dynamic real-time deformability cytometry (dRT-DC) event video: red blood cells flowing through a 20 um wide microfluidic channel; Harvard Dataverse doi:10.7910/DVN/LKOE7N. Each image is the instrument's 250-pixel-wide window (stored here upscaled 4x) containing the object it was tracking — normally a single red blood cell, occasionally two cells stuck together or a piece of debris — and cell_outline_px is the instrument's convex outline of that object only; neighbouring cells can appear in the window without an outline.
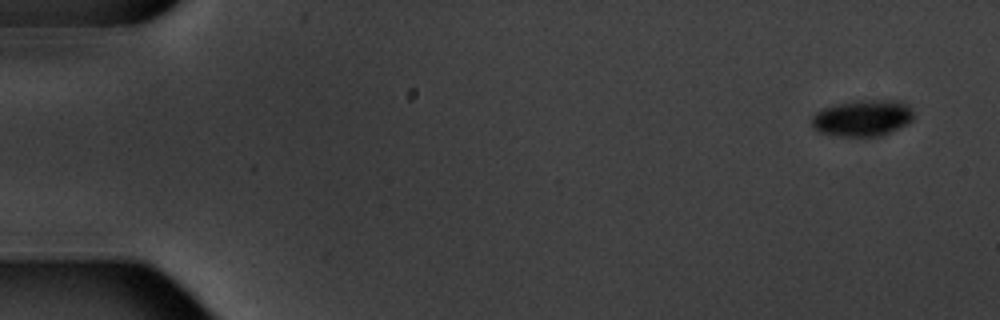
{"species": "common noctule bat (a hibernating species)", "species_latin": "Nyctalus noctula", "temperature_condition": "warm", "stored_images_in_passage": 5, "camera_frame_rate_fps": 3000, "um_per_image_px": 0.085, "animal": {"sex": "male", "body_mass_g": 20.1, "forearm_length_mm": 53.5}, "frame": {"image": 1, "passage_image": 1, "time_ms": 0.0, "image_size_px": [1000, 320], "cell_outline_px": [[912, 120], [908, 124], [880, 136], [840, 136], [820, 132], [812, 128], [812, 116], [816, 112], [824, 108], [836, 104], [856, 100], [900, 100], [908, 104], [912, 108]], "centroid_in_image_um": [73.33, 10.02], "position_along_channel_um": 11.7, "area_um2": 21.68}}
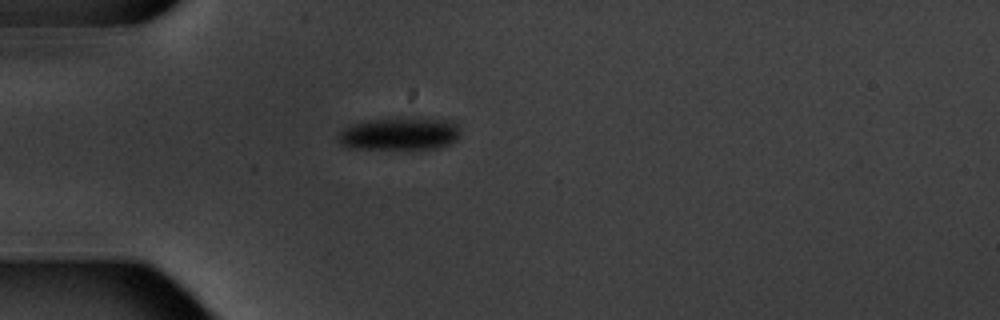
{"frame": {"image": 2, "passage_image": 5, "time_ms": 4.667, "image_size_px": [1000, 320], "cell_outline_px": [[460, 136], [456, 140], [440, 148], [408, 152], [348, 148], [340, 144], [336, 140], [336, 132], [352, 124], [376, 120], [452, 120], [460, 128]], "centroid_in_image_um": [33.92, 11.48], "position_along_channel_um": 51.1, "area_um2": 23.87}}